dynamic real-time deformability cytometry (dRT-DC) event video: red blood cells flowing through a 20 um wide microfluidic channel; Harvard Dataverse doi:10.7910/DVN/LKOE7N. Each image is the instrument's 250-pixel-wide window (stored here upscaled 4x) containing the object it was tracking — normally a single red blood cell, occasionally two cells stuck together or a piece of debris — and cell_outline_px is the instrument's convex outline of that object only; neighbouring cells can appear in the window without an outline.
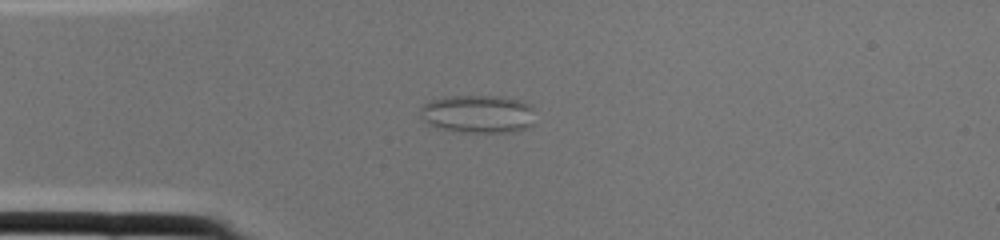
{"species": "common noctule bat (a hibernating species)", "species_latin": "Nyctalus noctula", "temperature_condition": "cold", "stored_images_in_passage": 2, "camera_frame_rate_fps": 3000, "um_per_image_px": 0.085, "animal": {"sex": "female", "body_mass_g": 22.0, "forearm_length_mm": 56.7}, "frame": {"image": 1, "passage_image": 2, "time_ms": 0.333, "image_size_px": [1000, 240], "cell_outline_px": [[532, 124], [528, 128], [512, 132], [464, 132], [444, 128], [432, 124], [424, 120], [420, 108], [424, 104], [432, 100], [448, 96], [500, 96], [520, 100], [528, 104], [532, 108]], "centroid_in_image_um": [40.67, 9.67], "position_along_channel_um": 44.3, "area_um2": 25.03}}